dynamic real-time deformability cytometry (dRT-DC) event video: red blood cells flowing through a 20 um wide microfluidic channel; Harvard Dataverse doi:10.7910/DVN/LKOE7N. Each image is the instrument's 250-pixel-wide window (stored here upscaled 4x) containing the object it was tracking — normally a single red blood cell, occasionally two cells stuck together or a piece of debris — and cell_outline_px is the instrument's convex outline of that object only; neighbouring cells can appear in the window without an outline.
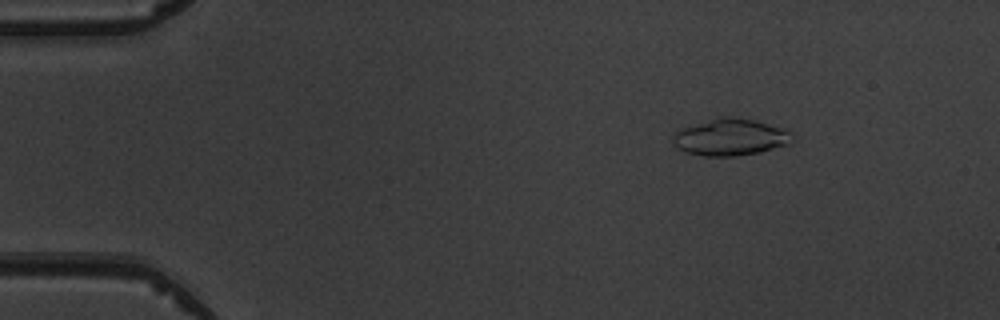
{"species": "common noctule bat (a hibernating species)", "species_latin": "Nyctalus noctula", "temperature_condition": "warm", "stored_images_in_passage": 4, "camera_frame_rate_fps": 3000, "um_per_image_px": 0.085, "animal": {"sex": "male", "body_mass_g": 19.5, "forearm_length_mm": 54.6}, "frame": {"image": 1, "passage_image": 1, "time_ms": 0.0, "image_size_px": [1000, 320], "cell_outline_px": [[792, 144], [760, 152], [736, 156], [704, 156], [684, 152], [676, 148], [672, 144], [672, 136], [676, 132], [684, 128], [696, 124], [724, 116], [728, 116], [756, 120], [784, 128], [792, 132]], "centroid_in_image_um": [62.11, 11.68], "position_along_channel_um": 22.9, "area_um2": 25.72}}
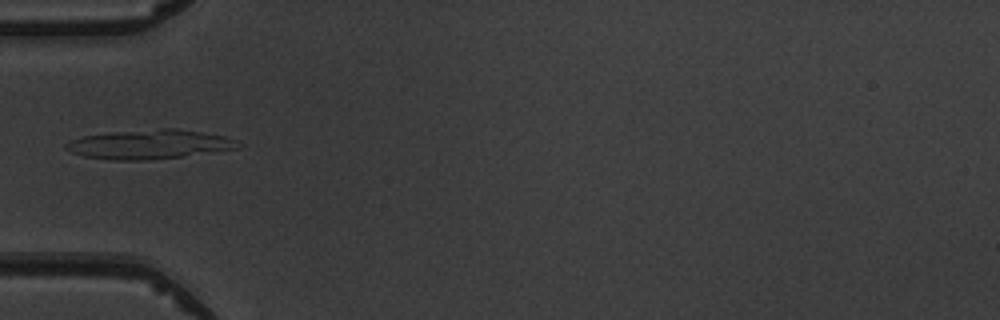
{"frame": {"image": 2, "passage_image": 4, "time_ms": 3.333, "image_size_px": [1000, 320], "cell_outline_px": [[244, 144], [240, 148], [184, 156], [148, 160], [108, 160], [84, 156], [68, 152], [64, 148], [64, 144], [72, 140], [84, 136], [112, 132], [160, 128], [176, 128], [224, 136], [236, 140]], "centroid_in_image_um": [12.71, 12.27], "position_along_channel_um": 72.3, "area_um2": 29.48}}